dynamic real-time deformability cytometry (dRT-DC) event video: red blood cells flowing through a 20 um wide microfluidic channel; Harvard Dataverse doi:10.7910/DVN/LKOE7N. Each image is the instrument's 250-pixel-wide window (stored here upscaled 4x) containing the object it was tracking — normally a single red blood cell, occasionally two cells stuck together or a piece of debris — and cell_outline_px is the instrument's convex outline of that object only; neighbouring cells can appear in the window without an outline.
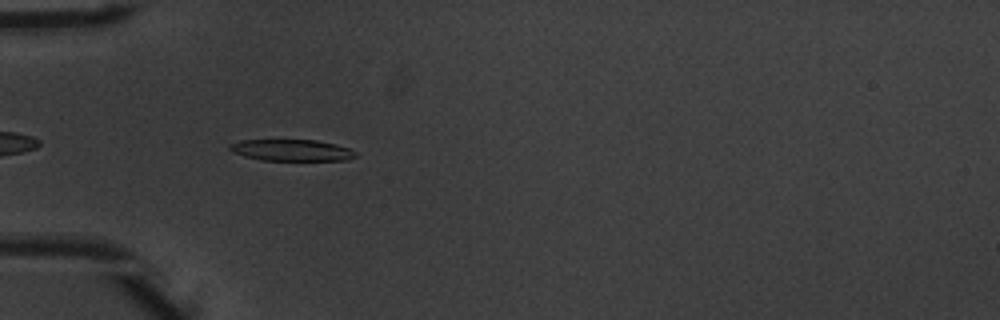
{"species": "common noctule bat (a hibernating species)", "species_latin": "Nyctalus noctula", "temperature_condition": "warm", "stored_images_in_passage": 18, "camera_frame_rate_fps": 3000, "um_per_image_px": 0.085, "animal": {"sex": "male", "body_mass_g": 20.1, "forearm_length_mm": 53.5}, "frame": {"image": 1, "passage_image": 3, "time_ms": 0.667, "image_size_px": [1000, 320], "cell_outline_px": [[356, 156], [348, 160], [260, 160], [244, 156], [232, 152], [228, 148], [228, 144], [240, 140], [316, 140], [336, 144], [348, 148], [356, 152]], "centroid_in_image_um": [24.75, 12.76], "position_along_channel_um": 60.2, "area_um2": 15.78}}
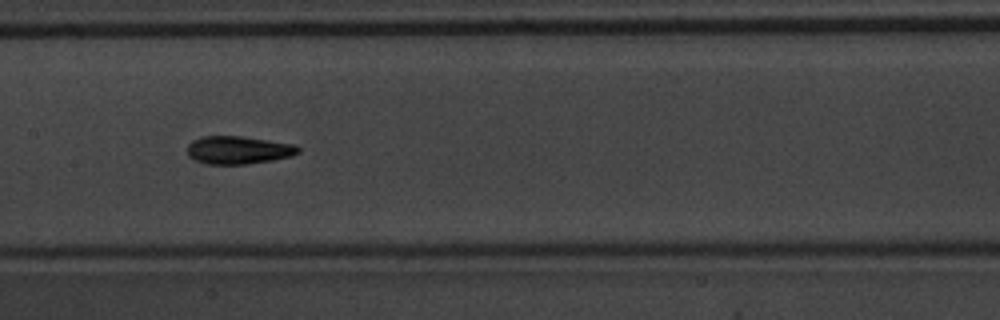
{"frame": {"image": 2, "passage_image": 13, "time_ms": 4.0, "image_size_px": [1000, 320], "cell_outline_px": [[300, 152], [292, 156], [272, 160], [244, 164], [204, 164], [188, 156], [188, 144], [192, 140], [200, 136], [240, 136], [296, 144], [300, 148]], "centroid_in_image_um": [20.26, 12.75], "position_along_channel_um": 187.1, "area_um2": 18.15}}